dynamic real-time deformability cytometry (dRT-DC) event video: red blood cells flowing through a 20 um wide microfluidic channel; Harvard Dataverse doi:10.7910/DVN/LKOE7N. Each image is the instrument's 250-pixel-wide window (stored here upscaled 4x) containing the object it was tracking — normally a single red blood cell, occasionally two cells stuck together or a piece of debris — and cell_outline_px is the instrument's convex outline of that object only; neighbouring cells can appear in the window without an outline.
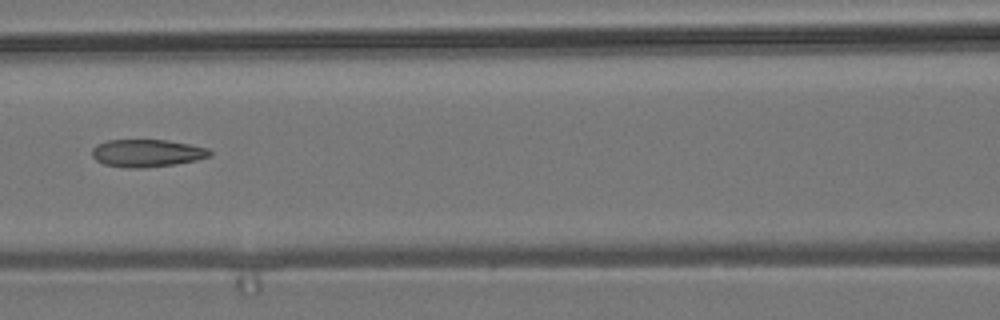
{"species": "common noctule bat (a hibernating species)", "species_latin": "Nyctalus noctula", "temperature_condition": "room temperature", "stored_images_in_passage": 8, "camera_frame_rate_fps": 3000, "um_per_image_px": 0.085, "animal": {"sex": "male", "body_mass_g": 19.2, "forearm_length_mm": 51.8}, "frame": {"image": 1, "passage_image": 7, "time_ms": 7.0, "image_size_px": [1000, 320], "cell_outline_px": [[212, 156], [196, 160], [172, 164], [144, 168], [128, 168], [104, 164], [96, 160], [92, 156], [92, 148], [96, 144], [108, 140], [168, 140], [208, 148], [212, 152]], "centroid_in_image_um": [12.48, 13.01], "position_along_channel_um": 154.1, "area_um2": 18.9}}
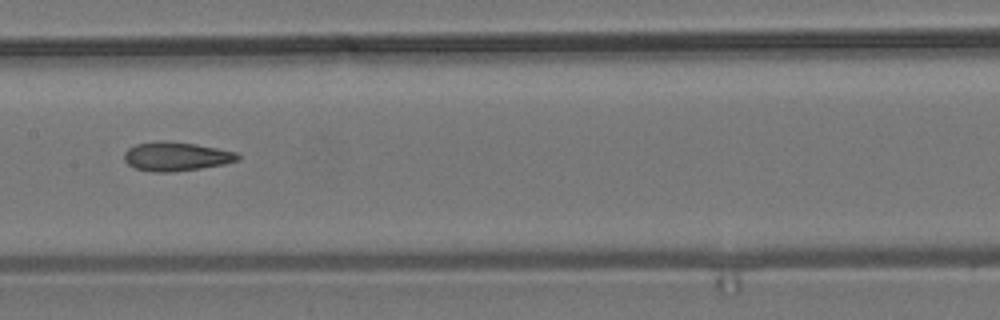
{"frame": {"image": 2, "passage_image": 8, "time_ms": 8.0, "image_size_px": [1000, 320], "cell_outline_px": [[240, 160], [224, 164], [200, 168], [168, 172], [152, 172], [136, 168], [128, 164], [124, 160], [124, 152], [128, 148], [136, 144], [160, 140], [168, 140], [196, 144], [236, 152], [240, 156]], "centroid_in_image_um": [14.96, 13.28], "position_along_channel_um": 192.4, "area_um2": 19.19}}